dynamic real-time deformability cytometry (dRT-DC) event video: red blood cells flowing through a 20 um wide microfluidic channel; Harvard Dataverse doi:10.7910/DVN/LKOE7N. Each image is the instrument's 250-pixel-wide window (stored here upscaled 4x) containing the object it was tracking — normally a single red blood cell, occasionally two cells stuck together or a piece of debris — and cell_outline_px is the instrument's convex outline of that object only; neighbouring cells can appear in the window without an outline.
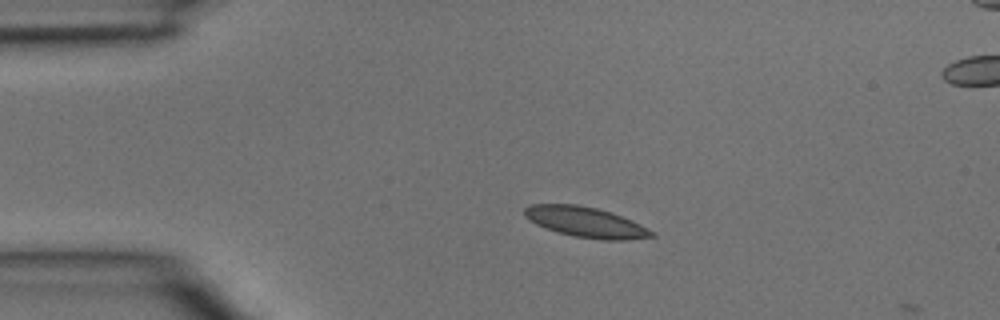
{"species": "common noctule bat (a hibernating species)", "species_latin": "Nyctalus noctula", "temperature_condition": "room temperature", "stored_images_in_passage": 2, "camera_frame_rate_fps": 3000, "um_per_image_px": 0.085, "animal": {"sex": "male", "body_mass_g": 15.6}, "frame": {"image": 1, "passage_image": 1, "time_ms": 0.0, "image_size_px": [1000, 320], "cell_outline_px": [[656, 236], [628, 240], [604, 240], [576, 236], [560, 232], [536, 224], [524, 216], [524, 208], [528, 204], [576, 204], [596, 208], [612, 212], [632, 220], [656, 232]], "centroid_in_image_um": [49.83, 18.87], "position_along_channel_um": 35.2, "area_um2": 22.43}}